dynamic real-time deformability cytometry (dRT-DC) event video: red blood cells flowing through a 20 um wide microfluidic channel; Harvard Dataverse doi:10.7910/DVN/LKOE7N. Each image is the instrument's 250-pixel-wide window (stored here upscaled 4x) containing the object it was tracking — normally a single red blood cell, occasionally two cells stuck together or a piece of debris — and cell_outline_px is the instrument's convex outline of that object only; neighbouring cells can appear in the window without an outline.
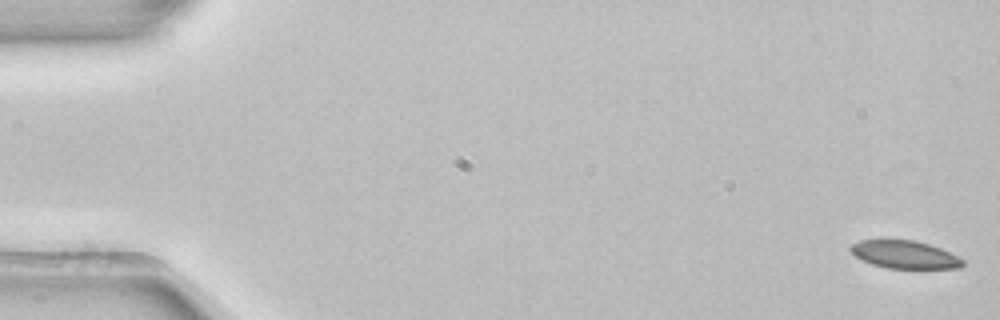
{"species": "common noctule bat (a hibernating species)", "species_latin": "Nyctalus noctula", "temperature_condition": "room temperature", "stored_images_in_passage": 4, "camera_frame_rate_fps": 3000, "um_per_image_px": 0.085, "animal": {"sex": "female", "body_mass_g": 22.7, "forearm_length_mm": 54.2}, "frame": {"image": 1, "passage_image": 1, "time_ms": 0.0, "image_size_px": [1000, 320], "cell_outline_px": [[964, 264], [960, 268], [888, 268], [872, 264], [860, 260], [848, 248], [852, 244], [860, 240], [916, 240], [940, 248], [964, 260]], "centroid_in_image_um": [76.87, 21.64], "position_along_channel_um": 8.1, "area_um2": 18.03}}